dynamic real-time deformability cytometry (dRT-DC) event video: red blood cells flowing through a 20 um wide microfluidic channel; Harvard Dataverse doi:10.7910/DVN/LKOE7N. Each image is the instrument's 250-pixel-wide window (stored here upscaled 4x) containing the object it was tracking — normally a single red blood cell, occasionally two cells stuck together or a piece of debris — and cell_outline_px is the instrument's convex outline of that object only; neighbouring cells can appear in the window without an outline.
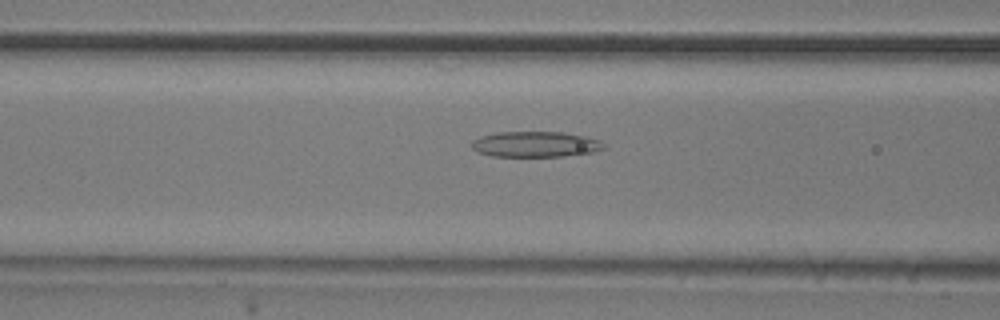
{"species": "common noctule bat (a hibernating species)", "species_latin": "Nyctalus noctula", "temperature_condition": "room temperature", "stored_images_in_passage": 35, "camera_frame_rate_fps": 3000, "um_per_image_px": 0.085, "animal": {"sex": "male", "body_mass_g": 20.5, "forearm_length_mm": 52.5}, "frame": {"image": 1, "passage_image": 9, "time_ms": 2.667, "image_size_px": [1000, 320], "cell_outline_px": [[604, 148], [592, 152], [564, 156], [492, 156], [480, 152], [472, 148], [472, 140], [480, 136], [496, 132], [564, 132], [584, 136], [600, 140], [604, 144]], "centroid_in_image_um": [45.5, 12.25], "position_along_channel_um": 121.1, "area_um2": 19.59}}
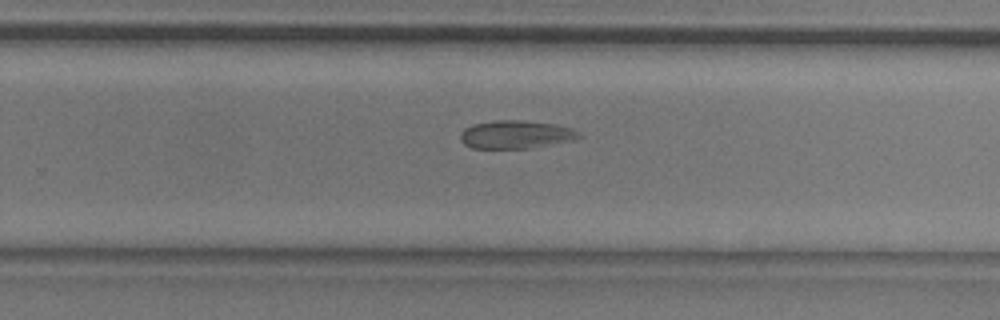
{"frame": {"image": 2, "passage_image": 22, "time_ms": 7.0, "image_size_px": [1000, 320], "cell_outline_px": [[584, 136], [576, 140], [532, 148], [472, 148], [464, 144], [460, 140], [460, 132], [464, 128], [472, 124], [496, 120], [520, 120], [552, 124], [572, 128], [580, 132]], "centroid_in_image_um": [43.87, 11.44], "position_along_channel_um": 285.9, "area_um2": 19.65}}
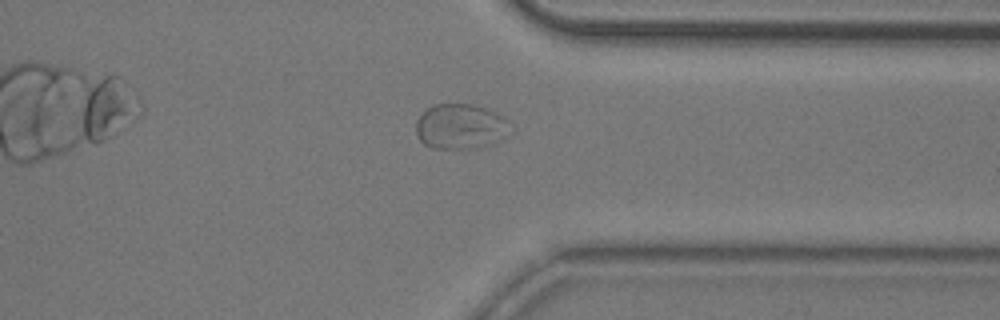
{"frame": {"image": 3, "passage_image": 29, "time_ms": 9.333, "image_size_px": [1000, 320], "cell_outline_px": [[512, 136], [492, 144], [476, 148], [432, 148], [424, 144], [416, 136], [416, 120], [432, 104], [472, 104], [496, 112], [504, 116], [508, 120], [512, 132]], "centroid_in_image_um": [39.2, 10.76], "position_along_channel_um": 372.2, "area_um2": 25.32}}